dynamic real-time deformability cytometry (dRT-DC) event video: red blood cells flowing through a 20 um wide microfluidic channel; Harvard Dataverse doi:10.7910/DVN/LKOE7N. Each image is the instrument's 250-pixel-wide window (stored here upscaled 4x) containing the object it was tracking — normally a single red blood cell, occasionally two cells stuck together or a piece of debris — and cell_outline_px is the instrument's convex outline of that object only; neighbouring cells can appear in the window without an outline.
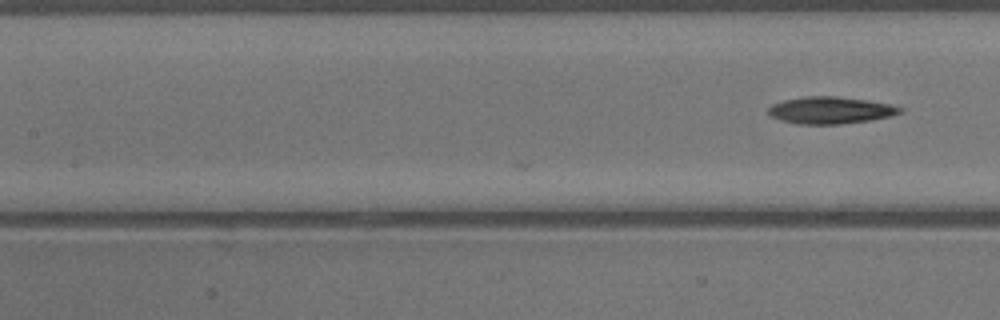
{"species": "common noctule bat (a hibernating species)", "species_latin": "Nyctalus noctula", "temperature_condition": "warm", "stored_images_in_passage": 6, "camera_frame_rate_fps": 3000, "um_per_image_px": 0.085, "animal": {"sex": "male", "body_mass_g": 13.3}, "frame": {"image": 1, "passage_image": 6, "time_ms": 1.667, "image_size_px": [1000, 320], "cell_outline_px": [[904, 112], [888, 116], [868, 120], [840, 124], [800, 124], [780, 120], [772, 116], [768, 112], [768, 108], [772, 104], [784, 100], [804, 96], [836, 96], [864, 100], [888, 104], [904, 108]], "centroid_in_image_um": [70.56, 9.37], "position_along_channel_um": 136.8, "area_um2": 20.46}}